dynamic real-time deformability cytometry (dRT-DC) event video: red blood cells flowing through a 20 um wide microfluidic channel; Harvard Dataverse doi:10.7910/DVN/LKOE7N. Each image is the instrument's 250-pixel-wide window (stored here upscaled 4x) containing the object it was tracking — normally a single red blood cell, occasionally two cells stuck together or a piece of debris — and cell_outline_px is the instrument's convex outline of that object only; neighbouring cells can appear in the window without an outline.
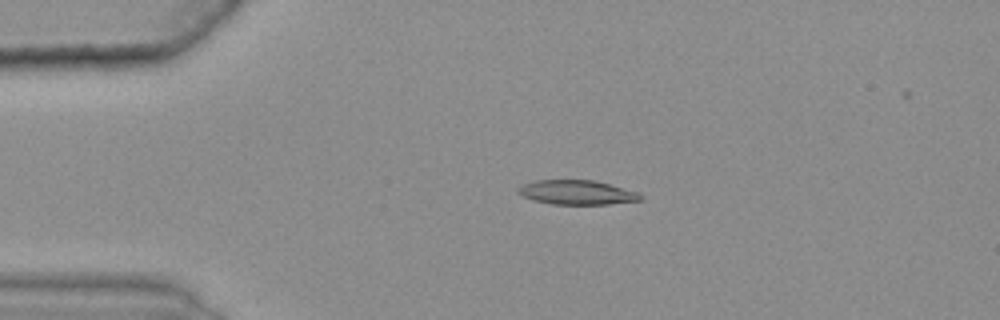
{"species": "common noctule bat (a hibernating species)", "species_latin": "Nyctalus noctula", "temperature_condition": "warm", "stored_images_in_passage": 44, "camera_frame_rate_fps": 3000, "um_per_image_px": 0.085, "animal": {"sex": "female", "body_mass_g": 25.1}, "frame": {"image": 1, "passage_image": 8, "time_ms": 2.333, "image_size_px": [1000, 320], "cell_outline_px": [[644, 200], [608, 204], [552, 204], [532, 200], [516, 192], [516, 188], [524, 184], [536, 180], [596, 180], [640, 192], [644, 196]], "centroid_in_image_um": [49.09, 16.35], "position_along_channel_um": 35.9, "area_um2": 17.63}}
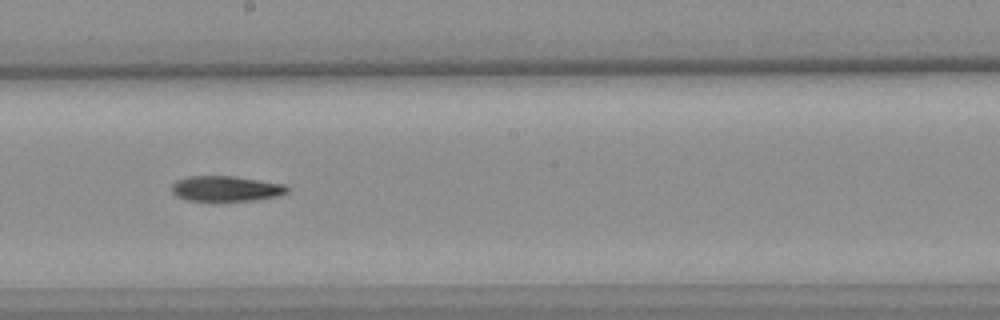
{"frame": {"image": 2, "passage_image": 27, "time_ms": 8.667, "image_size_px": [1000, 320], "cell_outline_px": [[288, 192], [276, 196], [256, 200], [188, 200], [176, 196], [172, 192], [172, 184], [176, 180], [188, 176], [232, 176], [284, 184], [288, 188]], "centroid_in_image_um": [19.18, 16.02], "position_along_channel_um": 229.0, "area_um2": 16.82}}
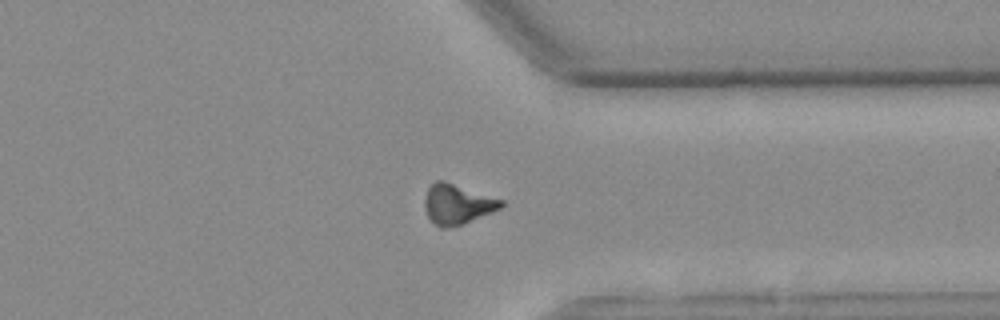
{"frame": {"image": 3, "passage_image": 39, "time_ms": 12.667, "image_size_px": [1000, 320], "cell_outline_px": [[504, 204], [500, 208], [492, 212], [464, 224], [444, 228], [440, 228], [428, 216], [424, 208], [424, 200], [428, 188], [436, 180], [444, 180], [504, 200]], "centroid_in_image_um": [38.87, 17.35], "position_along_channel_um": 372.5, "area_um2": 17.8}}